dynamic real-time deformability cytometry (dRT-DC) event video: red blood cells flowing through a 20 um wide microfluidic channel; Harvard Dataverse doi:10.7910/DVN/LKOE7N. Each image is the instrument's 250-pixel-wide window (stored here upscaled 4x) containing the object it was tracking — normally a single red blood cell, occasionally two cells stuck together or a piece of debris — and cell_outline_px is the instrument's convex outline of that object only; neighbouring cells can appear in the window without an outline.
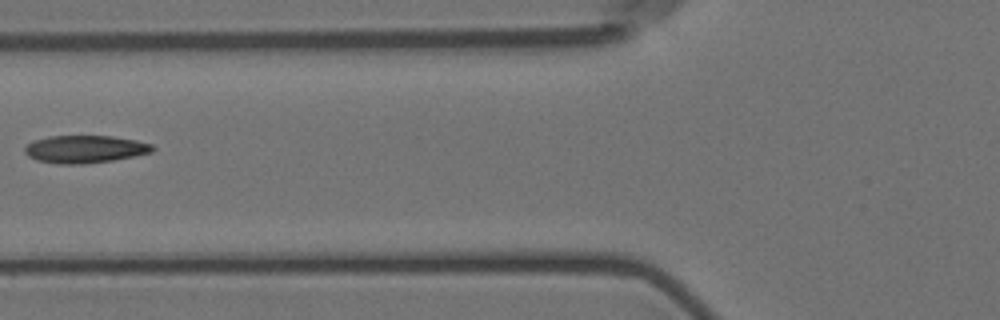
{"species": "Egyptian fruit bat (a non-hibernating species)", "species_latin": "Rousettus aegyptiacus", "temperature_condition": "room temperature", "stored_images_in_passage": 7, "camera_frame_rate_fps": 3000, "um_per_image_px": 0.085, "animal": {"sex": "female"}, "frame": {"image": 1, "passage_image": 6, "time_ms": 5.667, "image_size_px": [1000, 320], "cell_outline_px": [[156, 148], [152, 152], [112, 160], [84, 164], [56, 164], [36, 160], [28, 156], [24, 152], [24, 148], [32, 140], [52, 136], [112, 136], [136, 140], [152, 144]], "centroid_in_image_um": [7.2, 12.68], "position_along_channel_um": 118.6, "area_um2": 20.58}}
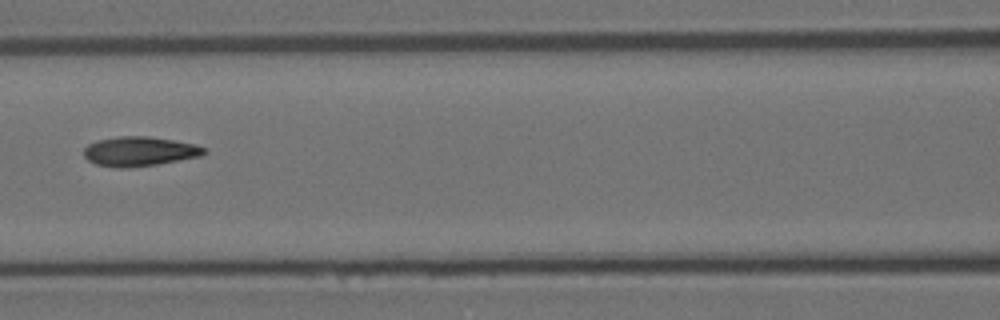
{"frame": {"image": 2, "passage_image": 7, "time_ms": 6.667, "image_size_px": [1000, 320], "cell_outline_px": [[208, 152], [200, 156], [156, 164], [132, 168], [116, 168], [96, 164], [88, 160], [84, 156], [84, 148], [88, 144], [96, 140], [120, 136], [148, 136], [196, 144], [208, 148]], "centroid_in_image_um": [11.86, 12.87], "position_along_channel_um": 154.7, "area_um2": 20.81}}